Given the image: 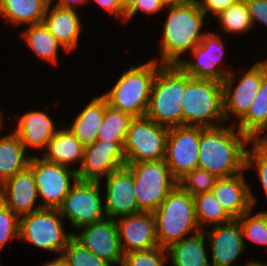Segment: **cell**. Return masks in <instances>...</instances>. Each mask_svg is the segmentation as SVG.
<instances>
[{
	"instance_id": "5b68a950",
	"label": "cell",
	"mask_w": 267,
	"mask_h": 266,
	"mask_svg": "<svg viewBox=\"0 0 267 266\" xmlns=\"http://www.w3.org/2000/svg\"><path fill=\"white\" fill-rule=\"evenodd\" d=\"M181 100L184 126L216 127L220 125L215 121L225 120L222 82L197 79L185 73V92Z\"/></svg>"
},
{
	"instance_id": "7c38bea8",
	"label": "cell",
	"mask_w": 267,
	"mask_h": 266,
	"mask_svg": "<svg viewBox=\"0 0 267 266\" xmlns=\"http://www.w3.org/2000/svg\"><path fill=\"white\" fill-rule=\"evenodd\" d=\"M203 128L184 125L169 128L164 160L177 182L188 172L198 168L200 135Z\"/></svg>"
},
{
	"instance_id": "f6af8a7d",
	"label": "cell",
	"mask_w": 267,
	"mask_h": 266,
	"mask_svg": "<svg viewBox=\"0 0 267 266\" xmlns=\"http://www.w3.org/2000/svg\"><path fill=\"white\" fill-rule=\"evenodd\" d=\"M137 0H120L122 5V18L125 21V15L135 6Z\"/></svg>"
},
{
	"instance_id": "44dd1931",
	"label": "cell",
	"mask_w": 267,
	"mask_h": 266,
	"mask_svg": "<svg viewBox=\"0 0 267 266\" xmlns=\"http://www.w3.org/2000/svg\"><path fill=\"white\" fill-rule=\"evenodd\" d=\"M243 174L241 172L231 177L218 178L212 189L216 199L233 219L241 217L257 203Z\"/></svg>"
},
{
	"instance_id": "4fadbf2b",
	"label": "cell",
	"mask_w": 267,
	"mask_h": 266,
	"mask_svg": "<svg viewBox=\"0 0 267 266\" xmlns=\"http://www.w3.org/2000/svg\"><path fill=\"white\" fill-rule=\"evenodd\" d=\"M267 74V61L256 62L255 65L244 73L237 85L232 89L234 72H230L223 83V113L225 120L229 119V113L236 115L238 121L247 113L257 92L262 78Z\"/></svg>"
},
{
	"instance_id": "ac0fdd59",
	"label": "cell",
	"mask_w": 267,
	"mask_h": 266,
	"mask_svg": "<svg viewBox=\"0 0 267 266\" xmlns=\"http://www.w3.org/2000/svg\"><path fill=\"white\" fill-rule=\"evenodd\" d=\"M115 222L123 254L159 247L153 212L140 211Z\"/></svg>"
},
{
	"instance_id": "bcb514c9",
	"label": "cell",
	"mask_w": 267,
	"mask_h": 266,
	"mask_svg": "<svg viewBox=\"0 0 267 266\" xmlns=\"http://www.w3.org/2000/svg\"><path fill=\"white\" fill-rule=\"evenodd\" d=\"M43 266H71L69 262L66 260V258L60 254V256L49 263H46Z\"/></svg>"
},
{
	"instance_id": "9c48e42d",
	"label": "cell",
	"mask_w": 267,
	"mask_h": 266,
	"mask_svg": "<svg viewBox=\"0 0 267 266\" xmlns=\"http://www.w3.org/2000/svg\"><path fill=\"white\" fill-rule=\"evenodd\" d=\"M58 209L42 208L19 218V238L27 240L34 246L57 251L62 254L73 232H64Z\"/></svg>"
},
{
	"instance_id": "ee69618b",
	"label": "cell",
	"mask_w": 267,
	"mask_h": 266,
	"mask_svg": "<svg viewBox=\"0 0 267 266\" xmlns=\"http://www.w3.org/2000/svg\"><path fill=\"white\" fill-rule=\"evenodd\" d=\"M85 3L86 0H58V2L56 3V6L58 7H62V8H68V9H75L78 6L79 3ZM75 6H73V5Z\"/></svg>"
},
{
	"instance_id": "d590c367",
	"label": "cell",
	"mask_w": 267,
	"mask_h": 266,
	"mask_svg": "<svg viewBox=\"0 0 267 266\" xmlns=\"http://www.w3.org/2000/svg\"><path fill=\"white\" fill-rule=\"evenodd\" d=\"M62 255L71 266H111L105 260H102L84 248L74 238L69 241Z\"/></svg>"
},
{
	"instance_id": "d4e9b609",
	"label": "cell",
	"mask_w": 267,
	"mask_h": 266,
	"mask_svg": "<svg viewBox=\"0 0 267 266\" xmlns=\"http://www.w3.org/2000/svg\"><path fill=\"white\" fill-rule=\"evenodd\" d=\"M204 239V231L198 230L193 236L169 245L166 251L173 266H210Z\"/></svg>"
},
{
	"instance_id": "8fae6325",
	"label": "cell",
	"mask_w": 267,
	"mask_h": 266,
	"mask_svg": "<svg viewBox=\"0 0 267 266\" xmlns=\"http://www.w3.org/2000/svg\"><path fill=\"white\" fill-rule=\"evenodd\" d=\"M29 167L33 170L38 196L44 200L42 208L58 209L72 184L78 179L77 171L61 164L31 156Z\"/></svg>"
},
{
	"instance_id": "e0dca14e",
	"label": "cell",
	"mask_w": 267,
	"mask_h": 266,
	"mask_svg": "<svg viewBox=\"0 0 267 266\" xmlns=\"http://www.w3.org/2000/svg\"><path fill=\"white\" fill-rule=\"evenodd\" d=\"M105 187L106 218L115 220L141 211L135 197L133 175L127 166L112 171L106 177Z\"/></svg>"
},
{
	"instance_id": "83f0119b",
	"label": "cell",
	"mask_w": 267,
	"mask_h": 266,
	"mask_svg": "<svg viewBox=\"0 0 267 266\" xmlns=\"http://www.w3.org/2000/svg\"><path fill=\"white\" fill-rule=\"evenodd\" d=\"M52 0H0V15L11 23H41Z\"/></svg>"
},
{
	"instance_id": "2e32d148",
	"label": "cell",
	"mask_w": 267,
	"mask_h": 266,
	"mask_svg": "<svg viewBox=\"0 0 267 266\" xmlns=\"http://www.w3.org/2000/svg\"><path fill=\"white\" fill-rule=\"evenodd\" d=\"M126 164L123 147L117 141L96 140L85 146L82 165L76 171L79 180L100 181Z\"/></svg>"
},
{
	"instance_id": "f1b7e54d",
	"label": "cell",
	"mask_w": 267,
	"mask_h": 266,
	"mask_svg": "<svg viewBox=\"0 0 267 266\" xmlns=\"http://www.w3.org/2000/svg\"><path fill=\"white\" fill-rule=\"evenodd\" d=\"M267 125V74L262 78L260 88L247 113L239 120L238 129L251 141Z\"/></svg>"
},
{
	"instance_id": "6da1fadb",
	"label": "cell",
	"mask_w": 267,
	"mask_h": 266,
	"mask_svg": "<svg viewBox=\"0 0 267 266\" xmlns=\"http://www.w3.org/2000/svg\"><path fill=\"white\" fill-rule=\"evenodd\" d=\"M251 140L235 126L203 128L200 135L198 168L217 178L237 175L246 170L245 146Z\"/></svg>"
},
{
	"instance_id": "8d00e7d4",
	"label": "cell",
	"mask_w": 267,
	"mask_h": 266,
	"mask_svg": "<svg viewBox=\"0 0 267 266\" xmlns=\"http://www.w3.org/2000/svg\"><path fill=\"white\" fill-rule=\"evenodd\" d=\"M166 249L156 247L144 251H134L123 256L122 266H164Z\"/></svg>"
},
{
	"instance_id": "52a82bcc",
	"label": "cell",
	"mask_w": 267,
	"mask_h": 266,
	"mask_svg": "<svg viewBox=\"0 0 267 266\" xmlns=\"http://www.w3.org/2000/svg\"><path fill=\"white\" fill-rule=\"evenodd\" d=\"M134 192L141 211L154 212L178 184L166 161L131 162Z\"/></svg>"
},
{
	"instance_id": "d6986e66",
	"label": "cell",
	"mask_w": 267,
	"mask_h": 266,
	"mask_svg": "<svg viewBox=\"0 0 267 266\" xmlns=\"http://www.w3.org/2000/svg\"><path fill=\"white\" fill-rule=\"evenodd\" d=\"M1 202L19 218L42 209L34 208L38 192L33 170L28 166L0 185Z\"/></svg>"
},
{
	"instance_id": "7402d4cb",
	"label": "cell",
	"mask_w": 267,
	"mask_h": 266,
	"mask_svg": "<svg viewBox=\"0 0 267 266\" xmlns=\"http://www.w3.org/2000/svg\"><path fill=\"white\" fill-rule=\"evenodd\" d=\"M49 3L43 18V24L51 34L63 45L67 52L77 46L82 25L77 10L62 8L54 5L50 9Z\"/></svg>"
},
{
	"instance_id": "7dc6e473",
	"label": "cell",
	"mask_w": 267,
	"mask_h": 266,
	"mask_svg": "<svg viewBox=\"0 0 267 266\" xmlns=\"http://www.w3.org/2000/svg\"><path fill=\"white\" fill-rule=\"evenodd\" d=\"M164 7L178 6L190 2L191 0H160Z\"/></svg>"
},
{
	"instance_id": "f907efd6",
	"label": "cell",
	"mask_w": 267,
	"mask_h": 266,
	"mask_svg": "<svg viewBox=\"0 0 267 266\" xmlns=\"http://www.w3.org/2000/svg\"><path fill=\"white\" fill-rule=\"evenodd\" d=\"M2 119H3V118H2V113L0 112V125L3 124V123H2V122H3Z\"/></svg>"
},
{
	"instance_id": "f546056e",
	"label": "cell",
	"mask_w": 267,
	"mask_h": 266,
	"mask_svg": "<svg viewBox=\"0 0 267 266\" xmlns=\"http://www.w3.org/2000/svg\"><path fill=\"white\" fill-rule=\"evenodd\" d=\"M22 35L36 56L52 62L53 65L57 64L58 49L63 45L51 34L43 22L30 25Z\"/></svg>"
},
{
	"instance_id": "60d3db41",
	"label": "cell",
	"mask_w": 267,
	"mask_h": 266,
	"mask_svg": "<svg viewBox=\"0 0 267 266\" xmlns=\"http://www.w3.org/2000/svg\"><path fill=\"white\" fill-rule=\"evenodd\" d=\"M165 9L160 0H137L135 6L125 15V22L133 18L138 11L154 14Z\"/></svg>"
},
{
	"instance_id": "7bdbcfd3",
	"label": "cell",
	"mask_w": 267,
	"mask_h": 266,
	"mask_svg": "<svg viewBox=\"0 0 267 266\" xmlns=\"http://www.w3.org/2000/svg\"><path fill=\"white\" fill-rule=\"evenodd\" d=\"M95 2L109 12V14H114L117 18L122 17V5L120 0H95Z\"/></svg>"
},
{
	"instance_id": "3957f363",
	"label": "cell",
	"mask_w": 267,
	"mask_h": 266,
	"mask_svg": "<svg viewBox=\"0 0 267 266\" xmlns=\"http://www.w3.org/2000/svg\"><path fill=\"white\" fill-rule=\"evenodd\" d=\"M184 92L185 72L178 65H163L154 79L145 116L168 128L182 126Z\"/></svg>"
},
{
	"instance_id": "f35d334b",
	"label": "cell",
	"mask_w": 267,
	"mask_h": 266,
	"mask_svg": "<svg viewBox=\"0 0 267 266\" xmlns=\"http://www.w3.org/2000/svg\"><path fill=\"white\" fill-rule=\"evenodd\" d=\"M251 150L246 151V170L248 168H256L258 170V176L263 185V189L267 197V147L252 143ZM256 167H253V166Z\"/></svg>"
},
{
	"instance_id": "836d02e7",
	"label": "cell",
	"mask_w": 267,
	"mask_h": 266,
	"mask_svg": "<svg viewBox=\"0 0 267 266\" xmlns=\"http://www.w3.org/2000/svg\"><path fill=\"white\" fill-rule=\"evenodd\" d=\"M252 210L237 218L241 226L243 237L260 245H267V212L262 211L250 216Z\"/></svg>"
},
{
	"instance_id": "4316f807",
	"label": "cell",
	"mask_w": 267,
	"mask_h": 266,
	"mask_svg": "<svg viewBox=\"0 0 267 266\" xmlns=\"http://www.w3.org/2000/svg\"><path fill=\"white\" fill-rule=\"evenodd\" d=\"M25 150L15 133L0 138V185L29 166L31 156H25Z\"/></svg>"
},
{
	"instance_id": "277c9868",
	"label": "cell",
	"mask_w": 267,
	"mask_h": 266,
	"mask_svg": "<svg viewBox=\"0 0 267 266\" xmlns=\"http://www.w3.org/2000/svg\"><path fill=\"white\" fill-rule=\"evenodd\" d=\"M162 66L161 63L158 66L157 60L132 66L121 75L111 90L103 94L107 104L132 117L145 116L154 79Z\"/></svg>"
},
{
	"instance_id": "d6a6232c",
	"label": "cell",
	"mask_w": 267,
	"mask_h": 266,
	"mask_svg": "<svg viewBox=\"0 0 267 266\" xmlns=\"http://www.w3.org/2000/svg\"><path fill=\"white\" fill-rule=\"evenodd\" d=\"M220 21L223 31L231 33H244L253 25L245 0H239L216 16Z\"/></svg>"
},
{
	"instance_id": "74e56055",
	"label": "cell",
	"mask_w": 267,
	"mask_h": 266,
	"mask_svg": "<svg viewBox=\"0 0 267 266\" xmlns=\"http://www.w3.org/2000/svg\"><path fill=\"white\" fill-rule=\"evenodd\" d=\"M19 238V217L0 203V250L12 238Z\"/></svg>"
},
{
	"instance_id": "cb8c5ba5",
	"label": "cell",
	"mask_w": 267,
	"mask_h": 266,
	"mask_svg": "<svg viewBox=\"0 0 267 266\" xmlns=\"http://www.w3.org/2000/svg\"><path fill=\"white\" fill-rule=\"evenodd\" d=\"M107 105L103 95L93 97L91 102L77 115L73 125L68 128L84 147L97 140Z\"/></svg>"
},
{
	"instance_id": "ab89813d",
	"label": "cell",
	"mask_w": 267,
	"mask_h": 266,
	"mask_svg": "<svg viewBox=\"0 0 267 266\" xmlns=\"http://www.w3.org/2000/svg\"><path fill=\"white\" fill-rule=\"evenodd\" d=\"M251 16L252 25L256 21L267 26V0H245Z\"/></svg>"
},
{
	"instance_id": "4dcf8cb0",
	"label": "cell",
	"mask_w": 267,
	"mask_h": 266,
	"mask_svg": "<svg viewBox=\"0 0 267 266\" xmlns=\"http://www.w3.org/2000/svg\"><path fill=\"white\" fill-rule=\"evenodd\" d=\"M195 218L202 230L203 224L212 223V225L225 224L233 220V218L225 211L220 202L216 199L213 192L201 193L193 196Z\"/></svg>"
},
{
	"instance_id": "7a4b0ae2",
	"label": "cell",
	"mask_w": 267,
	"mask_h": 266,
	"mask_svg": "<svg viewBox=\"0 0 267 266\" xmlns=\"http://www.w3.org/2000/svg\"><path fill=\"white\" fill-rule=\"evenodd\" d=\"M166 8L169 14L164 26L161 64L178 65L181 55L199 45L206 34L201 31L206 16L197 0Z\"/></svg>"
},
{
	"instance_id": "1f68e13d",
	"label": "cell",
	"mask_w": 267,
	"mask_h": 266,
	"mask_svg": "<svg viewBox=\"0 0 267 266\" xmlns=\"http://www.w3.org/2000/svg\"><path fill=\"white\" fill-rule=\"evenodd\" d=\"M133 118L130 114L107 105L97 140L117 141L123 147L129 124Z\"/></svg>"
},
{
	"instance_id": "484cf974",
	"label": "cell",
	"mask_w": 267,
	"mask_h": 266,
	"mask_svg": "<svg viewBox=\"0 0 267 266\" xmlns=\"http://www.w3.org/2000/svg\"><path fill=\"white\" fill-rule=\"evenodd\" d=\"M46 147L48 151L43 156V159L66 167L80 159L81 162L79 164L81 167L85 147L67 127L62 130L59 129L46 144Z\"/></svg>"
},
{
	"instance_id": "8992f818",
	"label": "cell",
	"mask_w": 267,
	"mask_h": 266,
	"mask_svg": "<svg viewBox=\"0 0 267 266\" xmlns=\"http://www.w3.org/2000/svg\"><path fill=\"white\" fill-rule=\"evenodd\" d=\"M153 214L159 247L165 249L199 227L195 218L194 199L178 184Z\"/></svg>"
},
{
	"instance_id": "ffe728a7",
	"label": "cell",
	"mask_w": 267,
	"mask_h": 266,
	"mask_svg": "<svg viewBox=\"0 0 267 266\" xmlns=\"http://www.w3.org/2000/svg\"><path fill=\"white\" fill-rule=\"evenodd\" d=\"M205 234L210 240L212 249L211 266H231L245 249V238L237 219L225 224L214 225Z\"/></svg>"
},
{
	"instance_id": "681fc988",
	"label": "cell",
	"mask_w": 267,
	"mask_h": 266,
	"mask_svg": "<svg viewBox=\"0 0 267 266\" xmlns=\"http://www.w3.org/2000/svg\"><path fill=\"white\" fill-rule=\"evenodd\" d=\"M245 266H267V264L266 263H261V262H258V261H253V262H249Z\"/></svg>"
},
{
	"instance_id": "ba28073f",
	"label": "cell",
	"mask_w": 267,
	"mask_h": 266,
	"mask_svg": "<svg viewBox=\"0 0 267 266\" xmlns=\"http://www.w3.org/2000/svg\"><path fill=\"white\" fill-rule=\"evenodd\" d=\"M168 131V127L157 124L146 116L134 117L123 145L126 163L163 160Z\"/></svg>"
},
{
	"instance_id": "e575fe53",
	"label": "cell",
	"mask_w": 267,
	"mask_h": 266,
	"mask_svg": "<svg viewBox=\"0 0 267 266\" xmlns=\"http://www.w3.org/2000/svg\"><path fill=\"white\" fill-rule=\"evenodd\" d=\"M218 178L208 171L195 168L182 177L177 183L192 197L201 193L212 192L215 182Z\"/></svg>"
},
{
	"instance_id": "5bb4252c",
	"label": "cell",
	"mask_w": 267,
	"mask_h": 266,
	"mask_svg": "<svg viewBox=\"0 0 267 266\" xmlns=\"http://www.w3.org/2000/svg\"><path fill=\"white\" fill-rule=\"evenodd\" d=\"M224 50V44L220 37L215 33L206 32L200 44L191 50L195 61L183 59L178 66L190 77L223 82L231 72L217 68L224 58Z\"/></svg>"
},
{
	"instance_id": "30bf717a",
	"label": "cell",
	"mask_w": 267,
	"mask_h": 266,
	"mask_svg": "<svg viewBox=\"0 0 267 266\" xmlns=\"http://www.w3.org/2000/svg\"><path fill=\"white\" fill-rule=\"evenodd\" d=\"M100 182L77 179L58 208L60 215L69 219L77 230L106 218L99 195Z\"/></svg>"
},
{
	"instance_id": "9a60e30c",
	"label": "cell",
	"mask_w": 267,
	"mask_h": 266,
	"mask_svg": "<svg viewBox=\"0 0 267 266\" xmlns=\"http://www.w3.org/2000/svg\"><path fill=\"white\" fill-rule=\"evenodd\" d=\"M79 229L82 231L79 235L73 233V238L78 243L111 266H122L124 254L115 220L105 218Z\"/></svg>"
},
{
	"instance_id": "603a6c76",
	"label": "cell",
	"mask_w": 267,
	"mask_h": 266,
	"mask_svg": "<svg viewBox=\"0 0 267 266\" xmlns=\"http://www.w3.org/2000/svg\"><path fill=\"white\" fill-rule=\"evenodd\" d=\"M14 133L19 137L25 149L27 146L44 148L57 132L51 118L41 111H30L18 120Z\"/></svg>"
},
{
	"instance_id": "c3c4849f",
	"label": "cell",
	"mask_w": 267,
	"mask_h": 266,
	"mask_svg": "<svg viewBox=\"0 0 267 266\" xmlns=\"http://www.w3.org/2000/svg\"><path fill=\"white\" fill-rule=\"evenodd\" d=\"M264 131L266 130L267 132V125L265 126V128L263 129ZM252 141H254V143L267 147V135H264L262 138L257 135Z\"/></svg>"
},
{
	"instance_id": "b9f144b4",
	"label": "cell",
	"mask_w": 267,
	"mask_h": 266,
	"mask_svg": "<svg viewBox=\"0 0 267 266\" xmlns=\"http://www.w3.org/2000/svg\"><path fill=\"white\" fill-rule=\"evenodd\" d=\"M205 15L209 12L217 16L220 12L234 5L239 0H197Z\"/></svg>"
}]
</instances>
